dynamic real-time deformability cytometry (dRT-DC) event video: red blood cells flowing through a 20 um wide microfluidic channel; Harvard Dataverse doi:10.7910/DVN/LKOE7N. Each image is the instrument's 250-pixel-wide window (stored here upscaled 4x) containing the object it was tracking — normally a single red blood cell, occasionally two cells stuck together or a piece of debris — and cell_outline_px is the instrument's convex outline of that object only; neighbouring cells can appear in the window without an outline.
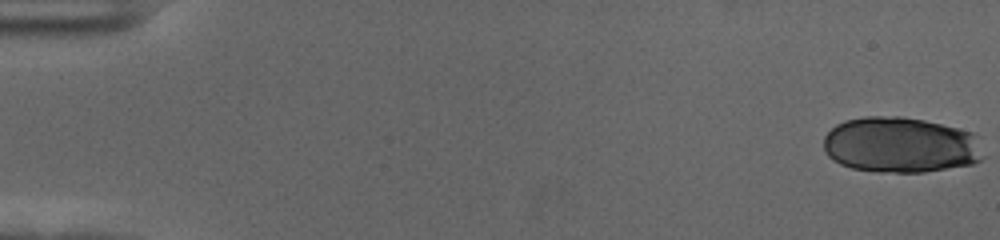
{"species": "human", "species_latin": "Homo sapiens", "temperature_condition": "cold", "stored_images_in_passage": 57, "camera_frame_rate_fps": 3000, "um_per_image_px": 0.085, "donor": {"sex": "female"}, "frame": {"image": 1, "passage_image": 1, "time_ms": 0.0, "image_size_px": [1000, 240], "cell_outline_px": [[980, 160], [972, 164], [924, 172], [876, 172], [852, 168], [840, 164], [832, 160], [824, 152], [824, 136], [836, 124], [844, 120], [864, 116], [900, 116], [924, 120], [960, 128], [972, 132]], "centroid_in_image_um": [76.43, 12.31], "position_along_channel_um": 8.6, "area_um2": 51.56}}
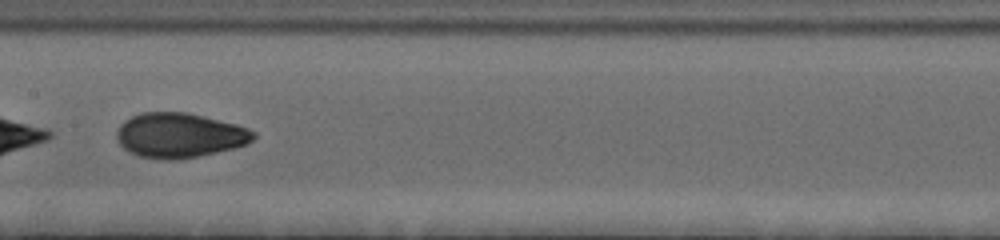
{"frame": {"image": 2, "passage_image": 31, "time_ms": 10.0, "image_size_px": [1000, 240], "cell_outline_px": [[256, 136], [248, 144], [216, 152], [176, 160], [164, 160], [140, 156], [128, 152], [120, 144], [116, 136], [116, 132], [120, 124], [124, 120], [140, 112], [188, 112], [236, 124], [248, 128], [256, 132]], "centroid_in_image_um": [15.25, 11.49], "position_along_channel_um": 192.2, "area_um2": 35.78}}
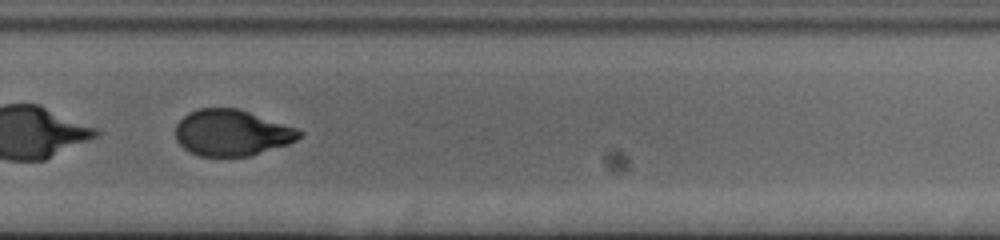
{"frame": {"image": 3, "passage_image": 41, "time_ms": 13.333, "image_size_px": [1000, 240], "cell_outline_px": [[304, 136], [288, 144], [252, 156], [200, 156], [184, 148], [176, 140], [176, 124], [188, 112], [200, 108], [240, 108], [296, 128], [304, 132]], "centroid_in_image_um": [19.73, 11.28], "position_along_channel_um": 310.1, "area_um2": 33.47}, "authors_computed_cell_mechanics": {"area_um2": 36.4718, "velocity_mm_per_s": 3.5512, "shape_relaxation_time_tau1_ms": 5.58, "shape_relaxation_time_tau2_ms": 1.2299, "deformation_change_tau1": 0.1705, "deformation_change_tau2": 0.0577}}